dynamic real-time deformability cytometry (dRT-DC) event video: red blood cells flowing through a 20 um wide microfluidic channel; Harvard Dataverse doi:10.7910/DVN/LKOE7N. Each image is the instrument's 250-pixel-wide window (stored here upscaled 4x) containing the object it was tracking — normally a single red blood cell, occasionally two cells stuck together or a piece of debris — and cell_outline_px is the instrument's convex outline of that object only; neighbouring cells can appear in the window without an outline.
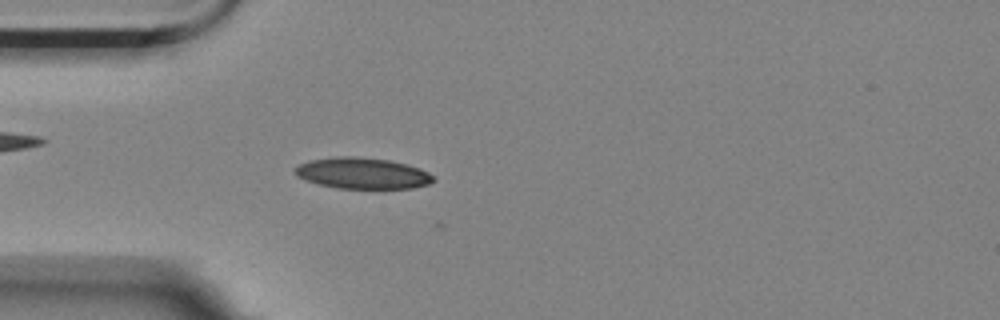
{"species": "Egyptian fruit bat (a non-hibernating species)", "species_latin": "Rousettus aegyptiacus", "temperature_condition": "room temperature", "stored_images_in_passage": 2, "camera_frame_rate_fps": 3000, "um_per_image_px": 0.085, "animal": {"sex": "female"}, "frame": {"image": 1, "passage_image": 2, "time_ms": 0.333, "image_size_px": [1000, 320], "cell_outline_px": [[436, 180], [428, 184], [412, 188], [336, 188], [316, 184], [304, 180], [296, 176], [292, 172], [292, 168], [308, 160], [336, 156], [352, 156], [388, 160], [420, 168], [428, 172]], "centroid_in_image_um": [30.72, 14.73], "position_along_channel_um": 54.3, "area_um2": 25.26}}